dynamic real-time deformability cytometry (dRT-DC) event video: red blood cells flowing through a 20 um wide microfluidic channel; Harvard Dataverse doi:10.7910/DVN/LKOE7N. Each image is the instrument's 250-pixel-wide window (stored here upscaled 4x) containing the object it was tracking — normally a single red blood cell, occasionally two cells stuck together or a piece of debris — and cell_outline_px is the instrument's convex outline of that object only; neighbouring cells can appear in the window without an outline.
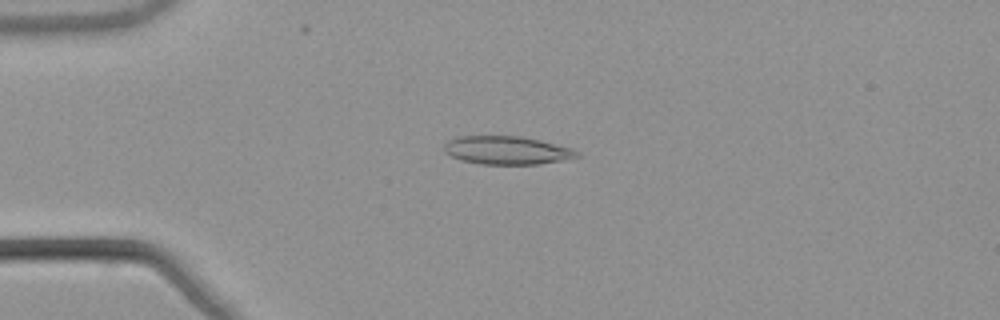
{"species": "common noctule bat (a hibernating species)", "species_latin": "Nyctalus noctula", "temperature_condition": "warm", "stored_images_in_passage": 53, "camera_frame_rate_fps": 3000, "um_per_image_px": 0.085, "animal": {"sex": "male", "body_mass_g": 21.5, "forearm_length_mm": 52.0}, "frame": {"image": 1, "passage_image": 13, "time_ms": 4.0, "image_size_px": [1000, 320], "cell_outline_px": [[580, 156], [560, 160], [536, 164], [480, 164], [464, 160], [452, 156], [444, 152], [444, 144], [448, 140], [456, 136], [520, 136], [572, 148], [580, 152]], "centroid_in_image_um": [43.05, 12.77], "position_along_channel_um": 41.9, "area_um2": 21.62}}
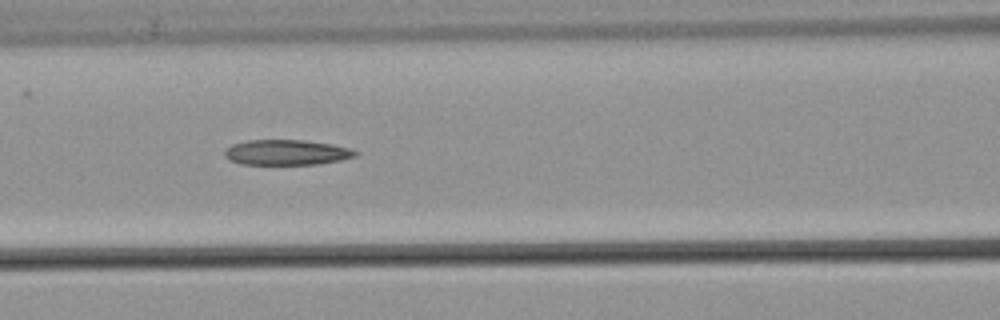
{"frame": {"image": 2, "passage_image": 23, "time_ms": 7.333, "image_size_px": [1000, 320], "cell_outline_px": [[360, 152], [356, 156], [340, 160], [316, 164], [240, 164], [224, 156], [224, 152], [232, 144], [248, 140], [304, 140], [332, 144], [352, 148]], "centroid_in_image_um": [24.4, 12.95], "position_along_channel_um": 142.2, "area_um2": 19.25}}
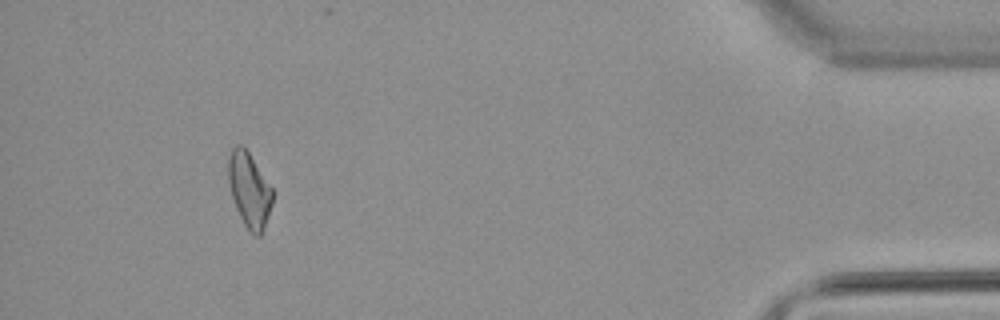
{"frame": {"image": 3, "passage_image": 49, "time_ms": 16.0, "image_size_px": [1000, 320], "cell_outline_px": [[272, 204], [264, 228], [260, 236], [256, 236], [248, 232], [236, 208], [232, 196], [228, 180], [228, 156], [232, 148], [236, 144], [244, 144], [272, 188]], "centroid_in_image_um": [21.18, 16.12], "position_along_channel_um": 414.0, "area_um2": 19.36}, "authors_computed_cell_mechanics": {"area_um2": 20.1144, "velocity_mm_per_s": 3.8695, "shape_relaxation_time_tau1_ms": null, "shape_relaxation_time_tau2_ms": 5.952, "deformation_change_tau1": null, "deformation_change_tau2": 0.1715}}